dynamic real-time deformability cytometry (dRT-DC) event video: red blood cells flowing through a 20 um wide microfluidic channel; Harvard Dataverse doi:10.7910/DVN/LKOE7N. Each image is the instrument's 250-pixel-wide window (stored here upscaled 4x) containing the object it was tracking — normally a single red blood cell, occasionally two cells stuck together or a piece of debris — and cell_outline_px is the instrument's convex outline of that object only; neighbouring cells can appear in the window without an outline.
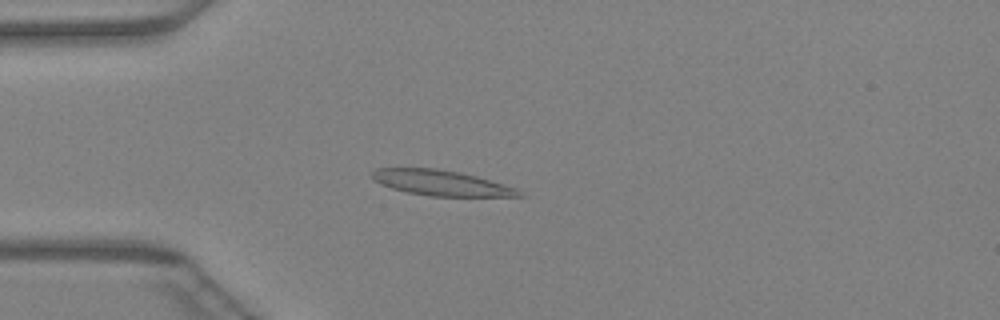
{"species": "Egyptian fruit bat (a non-hibernating species)", "species_latin": "Rousettus aegyptiacus", "temperature_condition": "warm", "stored_images_in_passage": 44, "camera_frame_rate_fps": 3000, "um_per_image_px": 0.085, "animal": {"sex": "female"}, "frame": {"image": 1, "passage_image": 10, "time_ms": 3.0, "image_size_px": [1000, 320], "cell_outline_px": [[528, 196], [428, 196], [408, 192], [392, 188], [380, 184], [372, 176], [372, 172], [376, 168], [436, 168], [460, 172], [476, 176], [504, 184], [516, 188], [524, 192]], "centroid_in_image_um": [37.54, 15.55], "position_along_channel_um": 47.5, "area_um2": 21.68}}
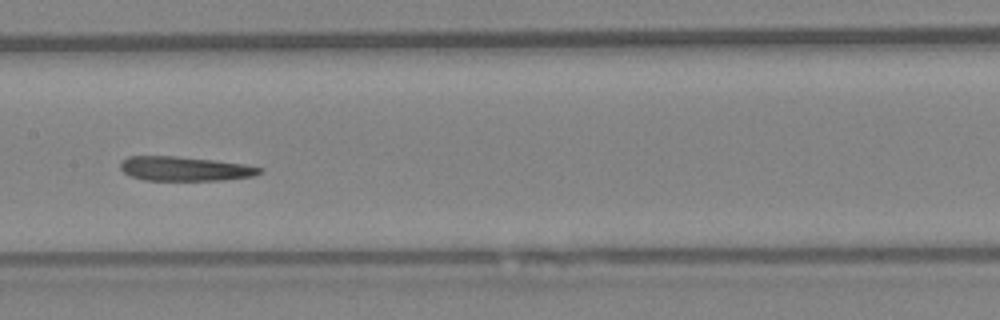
{"frame": {"image": 2, "passage_image": 21, "time_ms": 6.667, "image_size_px": [1000, 320], "cell_outline_px": [[264, 172], [252, 176], [224, 180], [144, 180], [132, 176], [124, 172], [120, 168], [120, 164], [128, 156], [176, 156], [212, 160], [244, 164], [264, 168]], "centroid_in_image_um": [15.74, 14.34], "position_along_channel_um": 191.7, "area_um2": 19.65}}
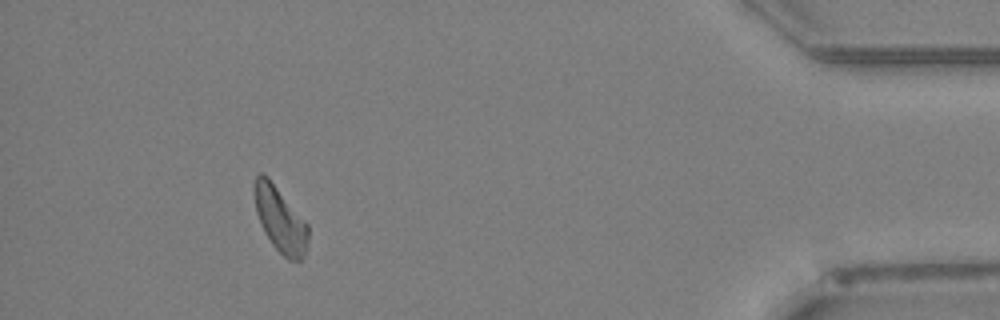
{"frame": {"image": 3, "passage_image": 40, "time_ms": 13.0, "image_size_px": [1000, 320], "cell_outline_px": [[308, 244], [300, 260], [288, 260], [272, 244], [264, 232], [260, 224], [256, 212], [252, 188], [252, 184], [256, 176], [260, 172], [264, 172], [268, 176], [308, 224]], "centroid_in_image_um": [23.77, 18.59], "position_along_channel_um": 411.4, "area_um2": 20.63}}